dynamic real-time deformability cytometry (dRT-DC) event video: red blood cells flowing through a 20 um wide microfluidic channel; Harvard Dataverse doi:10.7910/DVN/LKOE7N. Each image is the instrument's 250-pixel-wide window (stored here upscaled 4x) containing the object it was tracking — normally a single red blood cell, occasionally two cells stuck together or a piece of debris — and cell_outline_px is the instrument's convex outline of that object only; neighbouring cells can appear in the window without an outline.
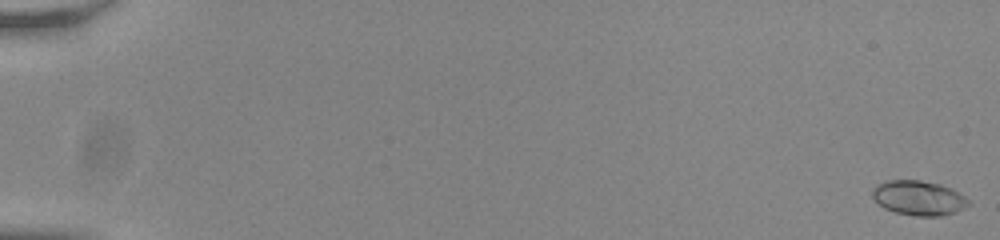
{"species": "common noctule bat (a hibernating species)", "species_latin": "Nyctalus noctula", "temperature_condition": "room temperature", "stored_images_in_passage": 56, "camera_frame_rate_fps": 3000, "um_per_image_px": 0.085, "animal": {"sex": "male", "body_mass_g": 20.0, "forearm_length_mm": 53.3}, "frame": {"image": 1, "passage_image": 1, "time_ms": 0.0, "image_size_px": [1000, 240], "cell_outline_px": [[972, 204], [956, 212], [940, 216], [916, 216], [896, 212], [884, 208], [872, 196], [872, 188], [876, 184], [888, 180], [920, 180], [940, 184], [952, 188], [964, 196]], "centroid_in_image_um": [78.1, 16.82], "position_along_channel_um": 6.9, "area_um2": 19.48}}
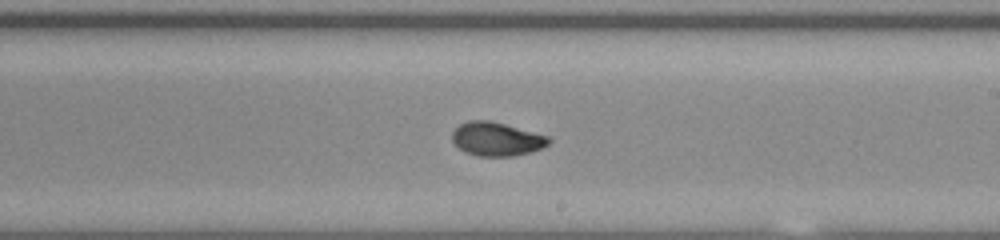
{"frame": {"image": 2, "passage_image": 35, "time_ms": 11.333, "image_size_px": [1000, 240], "cell_outline_px": [[552, 140], [548, 144], [540, 148], [528, 152], [512, 156], [476, 156], [464, 152], [452, 140], [452, 132], [460, 124], [468, 120], [488, 120], [504, 124], [548, 136]], "centroid_in_image_um": [42.18, 11.82], "position_along_channel_um": 246.8, "area_um2": 18.73}}
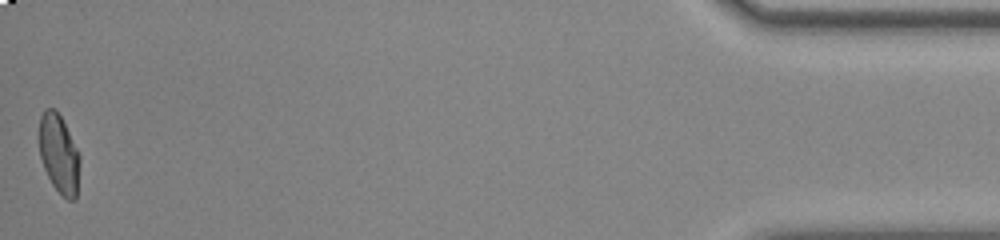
{"frame": {"image": 3, "passage_image": 56, "time_ms": 18.333, "image_size_px": [1000, 240], "cell_outline_px": [[80, 160], [76, 200], [68, 200], [52, 184], [44, 168], [40, 156], [40, 116], [44, 108], [52, 108], [60, 116], [80, 152]], "centroid_in_image_um": [5.03, 13.08], "position_along_channel_um": 430.2, "area_um2": 18.5}, "authors_computed_cell_mechanics": {"area_um2": 18.7272, "velocity_mm_per_s": 3.8139, "shape_relaxation_time_tau1_ms": 5.1133, "shape_relaxation_time_tau2_ms": 1.2764, "deformation_change_tau1": 0.1827, "deformation_change_tau2": 0.0495}}